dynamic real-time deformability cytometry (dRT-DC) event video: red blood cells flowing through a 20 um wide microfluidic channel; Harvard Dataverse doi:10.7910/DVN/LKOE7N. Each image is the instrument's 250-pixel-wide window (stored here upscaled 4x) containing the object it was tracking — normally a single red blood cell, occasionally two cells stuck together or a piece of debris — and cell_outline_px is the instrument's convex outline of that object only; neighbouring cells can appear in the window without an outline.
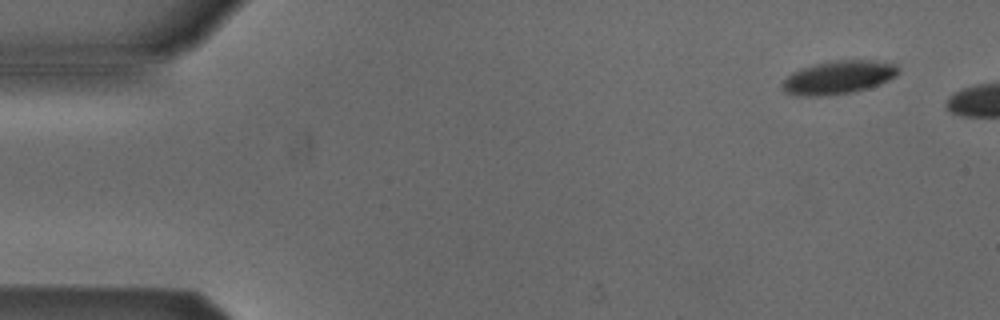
{"species": "Egyptian fruit bat (a non-hibernating species)", "species_latin": "Rousettus aegyptiacus", "temperature_condition": "cold", "stored_images_in_passage": 3, "camera_frame_rate_fps": 3000, "um_per_image_px": 0.085, "animal": {"sex": "male"}, "frame": {"image": 1, "passage_image": 1, "time_ms": 0.0, "image_size_px": [1000, 320], "cell_outline_px": [[900, 72], [896, 76], [880, 84], [868, 88], [852, 92], [824, 96], [800, 96], [784, 92], [780, 88], [780, 84], [792, 72], [800, 68], [816, 64], [836, 60], [872, 60], [896, 64], [900, 68]], "centroid_in_image_um": [71.26, 6.58], "position_along_channel_um": 13.7, "area_um2": 22.72}}